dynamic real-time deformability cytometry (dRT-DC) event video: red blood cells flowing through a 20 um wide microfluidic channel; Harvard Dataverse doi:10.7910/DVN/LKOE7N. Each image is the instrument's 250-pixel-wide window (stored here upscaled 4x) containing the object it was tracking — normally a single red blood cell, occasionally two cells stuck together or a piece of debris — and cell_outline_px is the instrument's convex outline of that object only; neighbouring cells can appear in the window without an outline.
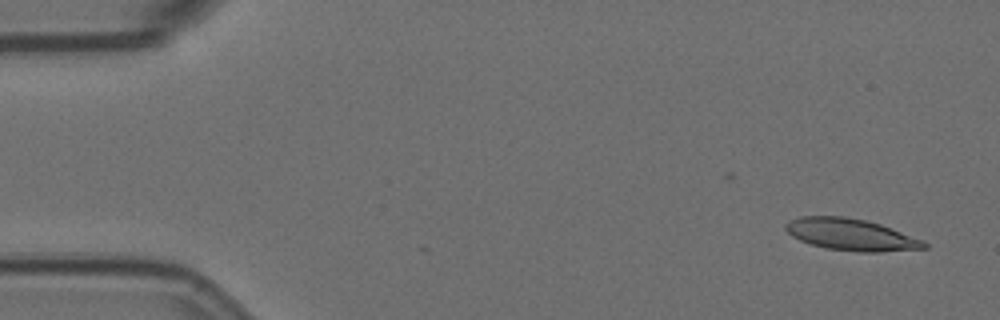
{"species": "Egyptian fruit bat (a non-hibernating species)", "species_latin": "Rousettus aegyptiacus", "temperature_condition": "room temperature", "stored_images_in_passage": 6, "camera_frame_rate_fps": 3000, "um_per_image_px": 0.085, "animal": {"sex": "female"}, "frame": {"image": 1, "passage_image": 2, "time_ms": 0.333, "image_size_px": [1000, 320], "cell_outline_px": [[928, 248], [880, 252], [856, 252], [828, 248], [812, 244], [800, 240], [792, 236], [784, 228], [784, 224], [788, 220], [800, 216], [844, 216], [864, 220], [880, 224], [924, 240], [928, 244]], "centroid_in_image_um": [72.33, 19.94], "position_along_channel_um": 12.7, "area_um2": 25.66}}
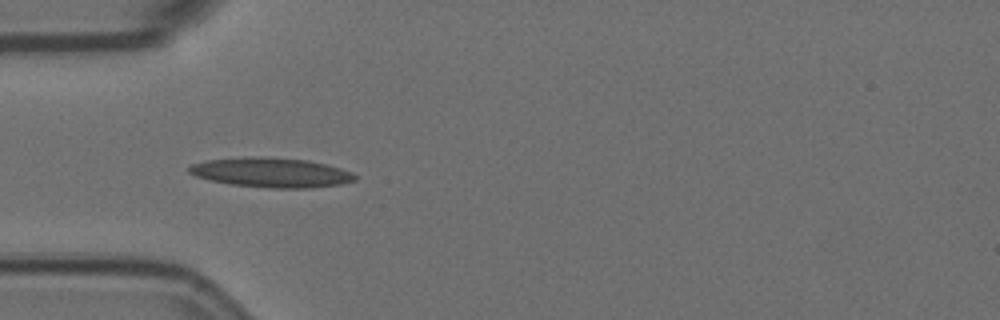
{"frame": {"image": 2, "passage_image": 5, "time_ms": 1.333, "image_size_px": [1000, 320], "cell_outline_px": [[356, 180], [340, 184], [312, 188], [268, 188], [232, 184], [208, 180], [196, 176], [188, 172], [188, 168], [192, 164], [204, 160], [244, 156], [260, 156], [308, 160], [328, 164], [352, 172], [356, 176]], "centroid_in_image_um": [23.04, 14.65], "position_along_channel_um": 62.0, "area_um2": 28.96}}
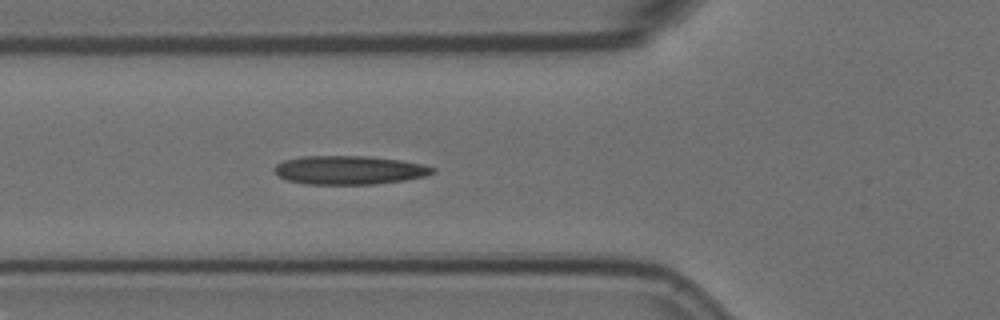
{"frame": {"image": 3, "passage_image": 6, "time_ms": 1.667, "image_size_px": [1000, 320], "cell_outline_px": [[436, 172], [424, 176], [404, 180], [376, 184], [304, 184], [288, 180], [280, 176], [272, 168], [276, 164], [284, 160], [304, 156], [368, 156], [400, 160], [424, 164], [436, 168]], "centroid_in_image_um": [29.71, 14.45], "position_along_channel_um": 96.1, "area_um2": 26.47}}